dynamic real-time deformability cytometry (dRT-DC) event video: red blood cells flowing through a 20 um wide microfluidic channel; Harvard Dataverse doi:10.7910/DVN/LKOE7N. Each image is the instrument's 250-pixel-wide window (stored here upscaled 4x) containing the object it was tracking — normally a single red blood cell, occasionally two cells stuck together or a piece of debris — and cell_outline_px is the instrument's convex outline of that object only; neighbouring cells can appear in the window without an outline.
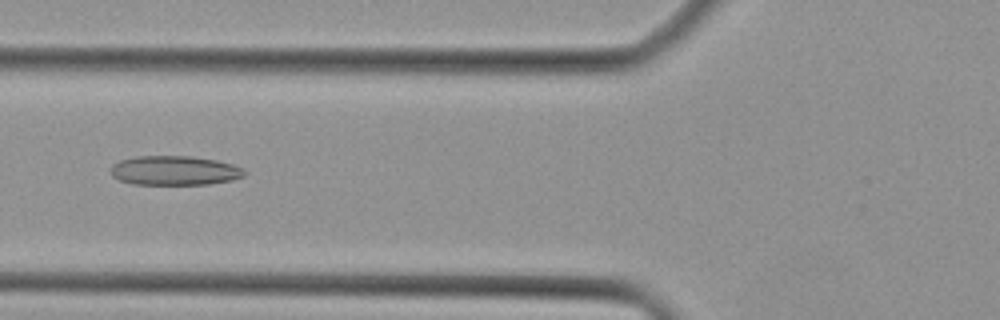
{"species": "Egyptian fruit bat (a non-hibernating species)", "species_latin": "Rousettus aegyptiacus", "temperature_condition": "cold", "stored_images_in_passage": 38, "camera_frame_rate_fps": 3000, "um_per_image_px": 0.085, "animal": {"sex": "female"}, "frame": {"image": 1, "passage_image": 11, "time_ms": 3.333, "image_size_px": [1000, 320], "cell_outline_px": [[248, 172], [244, 176], [232, 180], [208, 184], [132, 184], [120, 180], [112, 176], [112, 164], [120, 160], [136, 156], [192, 156], [216, 160], [232, 164], [244, 168]], "centroid_in_image_um": [14.87, 14.49], "position_along_channel_um": 110.9, "area_um2": 22.95}}
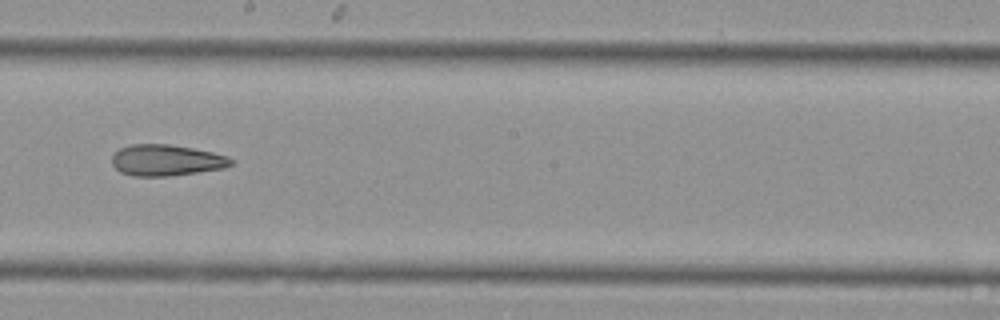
{"frame": {"image": 2, "passage_image": 19, "time_ms": 6.0, "image_size_px": [1000, 320], "cell_outline_px": [[236, 160], [232, 164], [224, 168], [168, 176], [132, 176], [120, 172], [112, 164], [112, 156], [120, 148], [132, 144], [168, 144], [192, 148], [212, 152], [228, 156]], "centroid_in_image_um": [14.14, 13.62], "position_along_channel_um": 234.1, "area_um2": 21.62}}
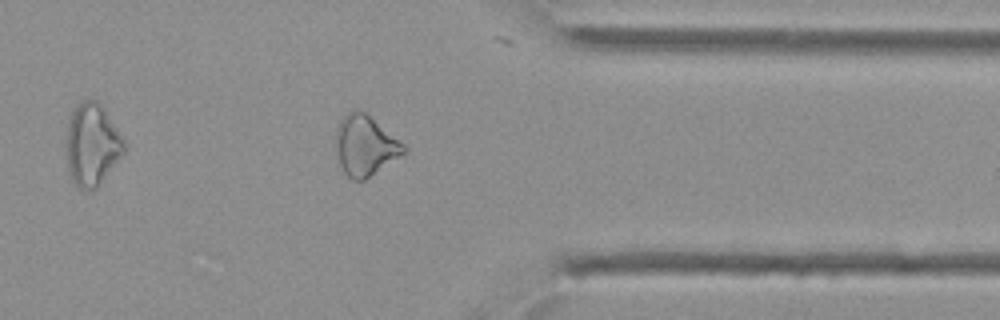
{"frame": {"image": 3, "passage_image": 29, "time_ms": 9.333, "image_size_px": [1000, 320], "cell_outline_px": [[408, 152], [364, 180], [352, 180], [344, 172], [340, 164], [336, 152], [336, 128], [340, 120], [348, 112], [364, 112], [404, 144], [408, 148]], "centroid_in_image_um": [31.05, 12.41], "position_along_channel_um": 380.4, "area_um2": 23.52}}